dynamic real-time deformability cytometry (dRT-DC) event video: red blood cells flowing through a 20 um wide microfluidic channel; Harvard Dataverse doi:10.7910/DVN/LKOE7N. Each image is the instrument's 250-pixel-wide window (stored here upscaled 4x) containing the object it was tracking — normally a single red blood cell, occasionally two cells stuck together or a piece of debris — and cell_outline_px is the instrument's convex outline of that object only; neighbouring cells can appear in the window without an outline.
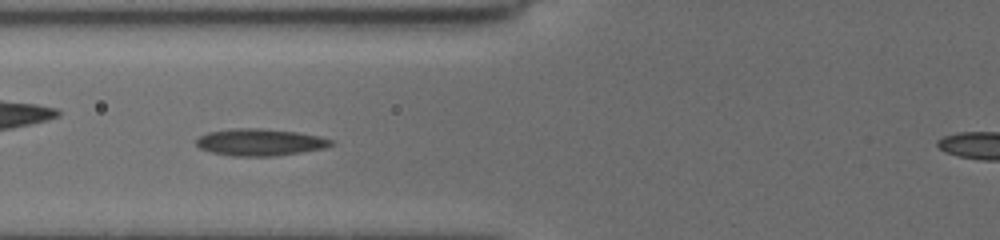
{"species": "common noctule bat (a hibernating species)", "species_latin": "Nyctalus noctula", "temperature_condition": "cold", "stored_images_in_passage": 33, "camera_frame_rate_fps": 3000, "um_per_image_px": 0.085, "animal": {"sex": "female", "body_mass_g": 19.5, "forearm_length_mm": 54.1}, "frame": {"image": 1, "passage_image": 6, "time_ms": 1.667, "image_size_px": [1000, 240], "cell_outline_px": [[332, 144], [324, 148], [276, 156], [232, 156], [212, 152], [200, 148], [196, 144], [196, 140], [200, 136], [208, 132], [232, 128], [264, 128], [296, 132], [320, 136], [332, 140]], "centroid_in_image_um": [22.08, 12.08], "position_along_channel_um": 103.7, "area_um2": 21.1}}
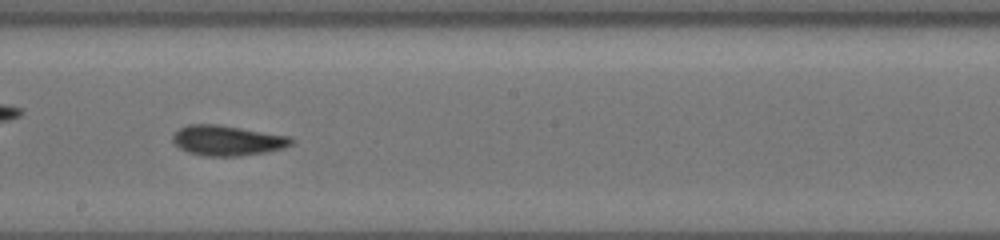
{"frame": {"image": 2, "passage_image": 16, "time_ms": 5.0, "image_size_px": [1000, 240], "cell_outline_px": [[296, 140], [292, 144], [284, 148], [268, 152], [240, 156], [204, 156], [188, 152], [180, 148], [172, 140], [172, 136], [180, 128], [188, 124], [216, 124], [288, 136]], "centroid_in_image_um": [19.34, 11.95], "position_along_channel_um": 228.9, "area_um2": 20.81}}
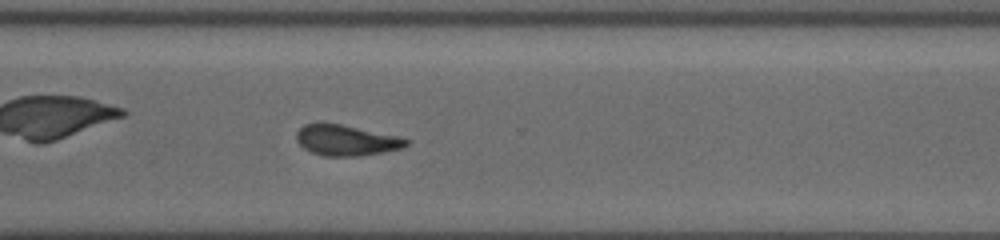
{"frame": {"image": 3, "passage_image": 25, "time_ms": 8.0, "image_size_px": [1000, 240], "cell_outline_px": [[412, 140], [408, 144], [400, 148], [380, 152], [356, 156], [324, 156], [312, 152], [304, 148], [296, 140], [296, 132], [304, 124], [320, 120], [340, 124], [396, 136]], "centroid_in_image_um": [29.35, 11.89], "position_along_channel_um": 341.3, "area_um2": 19.65}, "authors_computed_cell_mechanics": {"area_um2": 20.4034, "velocity_mm_per_s": 3.7526, "shape_relaxation_time_tau1_ms": 6.6719, "shape_relaxation_time_tau2_ms": 2.9929, "deformation_change_tau1": 0.1503, "deformation_change_tau2": 0.083}}